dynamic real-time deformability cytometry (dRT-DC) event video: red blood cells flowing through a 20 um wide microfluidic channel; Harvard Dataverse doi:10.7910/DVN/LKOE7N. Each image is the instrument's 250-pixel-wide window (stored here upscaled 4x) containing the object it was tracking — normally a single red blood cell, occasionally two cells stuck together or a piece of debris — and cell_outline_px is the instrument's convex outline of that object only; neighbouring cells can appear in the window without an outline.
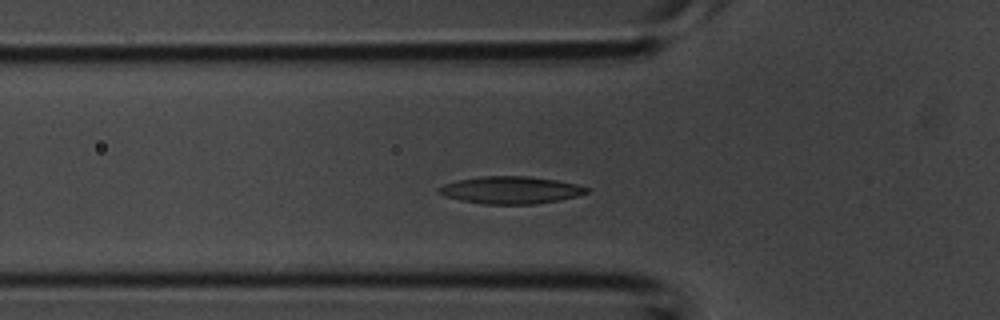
{"species": "common noctule bat (a hibernating species)", "species_latin": "Nyctalus noctula", "temperature_condition": "room temperature", "stored_images_in_passage": 32, "camera_frame_rate_fps": 3000, "um_per_image_px": 0.085, "animal": {"sex": "male", "body_mass_g": 20.1, "forearm_length_mm": 53.5}, "frame": {"image": 1, "passage_image": 3, "time_ms": 0.667, "image_size_px": [1000, 320], "cell_outline_px": [[592, 188], [588, 192], [576, 196], [556, 200], [532, 204], [484, 204], [460, 200], [444, 196], [436, 192], [436, 188], [444, 184], [456, 180], [480, 176], [528, 176], [556, 180], [576, 184]], "centroid_in_image_um": [43.36, 16.15], "position_along_channel_um": 82.4, "area_um2": 23.58}}
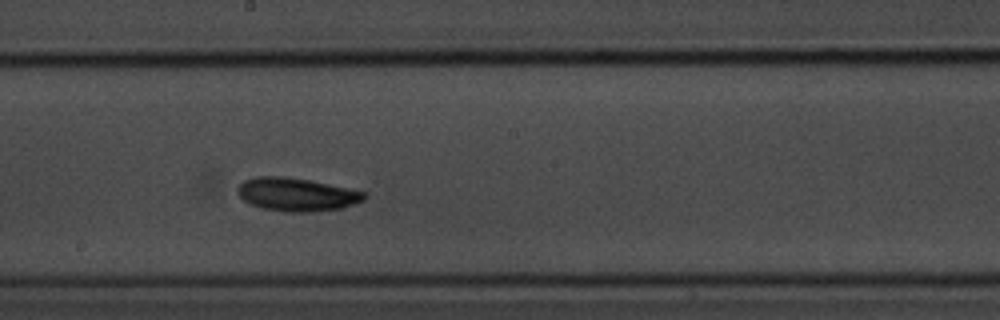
{"frame": {"image": 2, "passage_image": 12, "time_ms": 3.667, "image_size_px": [1000, 320], "cell_outline_px": [[368, 196], [364, 200], [344, 208], [308, 212], [284, 212], [264, 208], [252, 204], [244, 200], [236, 192], [236, 188], [244, 180], [256, 176], [284, 176], [308, 180], [368, 192]], "centroid_in_image_um": [25.24, 16.53], "position_along_channel_um": 223.0, "area_um2": 24.62}}
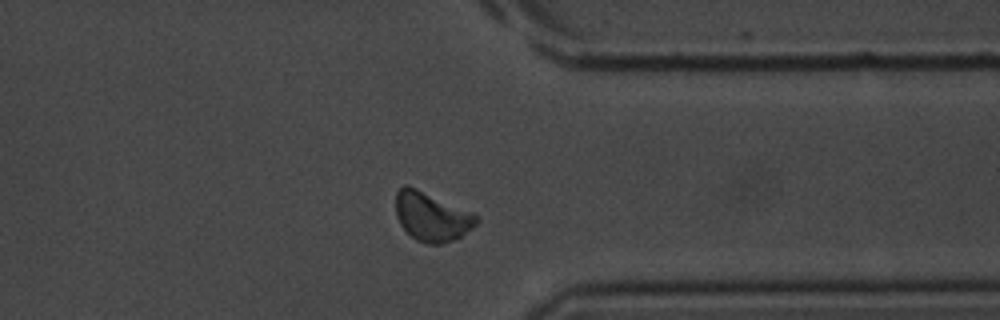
{"frame": {"image": 3, "passage_image": 22, "time_ms": 7.0, "image_size_px": [1000, 320], "cell_outline_px": [[480, 220], [472, 228], [460, 236], [452, 240], [440, 244], [428, 244], [416, 240], [400, 224], [396, 216], [396, 192], [404, 184], [408, 184], [472, 212]], "centroid_in_image_um": [36.67, 18.39], "position_along_channel_um": 374.7, "area_um2": 22.89}}